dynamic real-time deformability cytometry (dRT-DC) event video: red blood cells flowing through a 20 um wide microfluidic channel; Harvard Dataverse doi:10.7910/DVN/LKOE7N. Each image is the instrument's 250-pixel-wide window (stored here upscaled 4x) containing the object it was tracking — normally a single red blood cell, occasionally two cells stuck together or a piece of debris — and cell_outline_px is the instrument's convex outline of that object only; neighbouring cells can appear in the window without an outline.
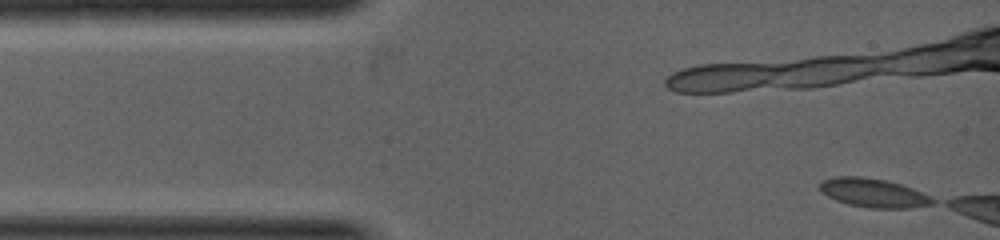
{"species": "common noctule bat (a hibernating species)", "species_latin": "Nyctalus noctula", "temperature_condition": "warm", "stored_images_in_passage": 25, "camera_frame_rate_fps": 5000, "um_per_image_px": 0.085, "animal": {"sex": "female", "body_mass_g": 19.0, "forearm_length_mm": 53.3}, "frame": {"image": 1, "passage_image": 1, "time_ms": 0.0, "image_size_px": [1000, 240], "cell_outline_px": [[936, 200], [932, 204], [908, 208], [868, 208], [848, 204], [836, 200], [828, 196], [820, 188], [820, 184], [824, 180], [836, 176], [860, 176], [884, 180], [900, 184], [912, 188]], "centroid_in_image_um": [74.24, 16.4], "position_along_channel_um": 10.8, "area_um2": 18.61}}